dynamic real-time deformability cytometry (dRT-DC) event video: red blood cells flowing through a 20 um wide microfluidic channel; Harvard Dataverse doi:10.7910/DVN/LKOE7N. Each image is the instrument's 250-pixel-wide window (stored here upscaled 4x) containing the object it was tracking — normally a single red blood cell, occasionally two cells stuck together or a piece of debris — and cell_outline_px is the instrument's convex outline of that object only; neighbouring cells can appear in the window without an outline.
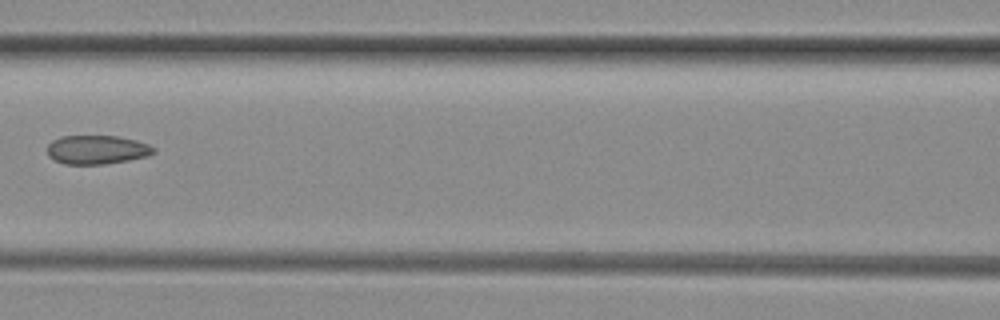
{"species": "common noctule bat (a hibernating species)", "species_latin": "Nyctalus noctula", "temperature_condition": "room temperature", "stored_images_in_passage": 7, "camera_frame_rate_fps": 3000, "um_per_image_px": 0.085, "animal": {"sex": "female", "body_mass_g": 29.2, "forearm_length_mm": 56.3}, "frame": {"image": 1, "passage_image": 6, "time_ms": 1.667, "image_size_px": [1000, 320], "cell_outline_px": [[156, 152], [148, 156], [128, 160], [104, 164], [64, 164], [48, 156], [48, 144], [52, 140], [60, 136], [116, 136], [136, 140], [148, 144], [156, 148]], "centroid_in_image_um": [8.25, 12.72], "position_along_channel_um": 158.4, "area_um2": 17.92}}
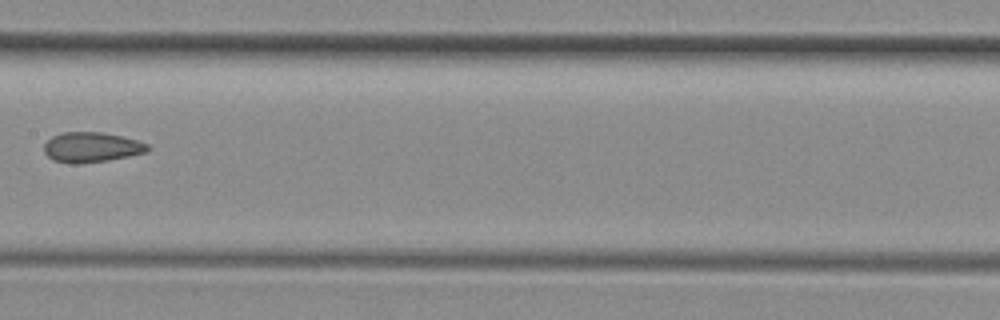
{"frame": {"image": 2, "passage_image": 7, "time_ms": 2.0, "image_size_px": [1000, 320], "cell_outline_px": [[152, 148], [148, 152], [108, 160], [80, 164], [72, 164], [52, 160], [44, 152], [44, 144], [52, 136], [64, 132], [100, 132], [120, 136], [136, 140], [148, 144]], "centroid_in_image_um": [7.78, 12.52], "position_along_channel_um": 199.6, "area_um2": 18.21}}